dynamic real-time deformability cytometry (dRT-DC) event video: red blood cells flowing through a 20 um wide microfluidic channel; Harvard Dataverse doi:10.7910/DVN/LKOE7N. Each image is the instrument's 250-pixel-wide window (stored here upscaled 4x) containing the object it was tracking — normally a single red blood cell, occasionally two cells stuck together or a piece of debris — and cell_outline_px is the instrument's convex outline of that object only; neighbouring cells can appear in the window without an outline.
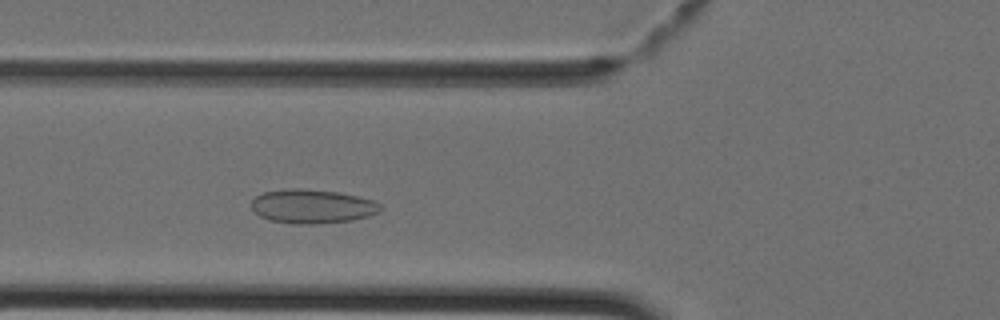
{"species": "Egyptian fruit bat (a non-hibernating species)", "species_latin": "Rousettus aegyptiacus", "temperature_condition": "cold", "stored_images_in_passage": 37, "camera_frame_rate_fps": 3000, "um_per_image_px": 0.085, "animal": {"sex": "female"}, "frame": {"image": 1, "passage_image": 10, "time_ms": 3.0, "image_size_px": [1000, 320], "cell_outline_px": [[384, 208], [380, 212], [368, 216], [352, 220], [316, 224], [296, 224], [268, 220], [260, 216], [252, 208], [252, 200], [256, 196], [264, 192], [284, 188], [300, 188], [336, 192], [356, 196], [372, 200], [380, 204]], "centroid_in_image_um": [26.54, 17.54], "position_along_channel_um": 99.3, "area_um2": 25.61}}
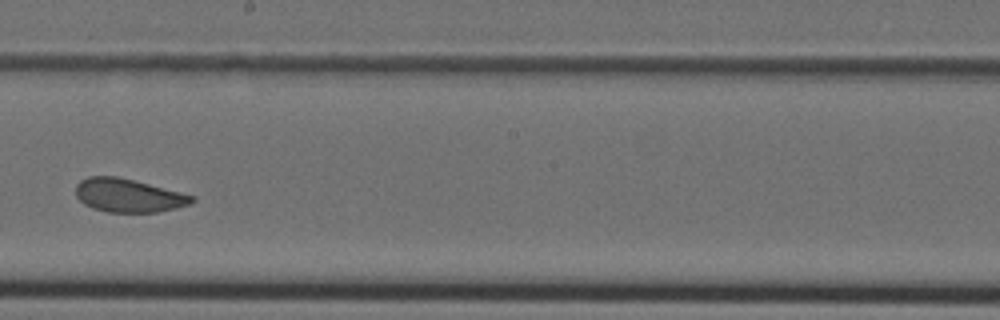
{"frame": {"image": 2, "passage_image": 19, "time_ms": 6.0, "image_size_px": [1000, 320], "cell_outline_px": [[196, 200], [192, 204], [176, 208], [156, 212], [108, 212], [92, 208], [84, 204], [76, 196], [76, 184], [80, 180], [88, 176], [116, 176], [196, 196]], "centroid_in_image_um": [10.91, 16.62], "position_along_channel_um": 237.3, "area_um2": 22.6}}
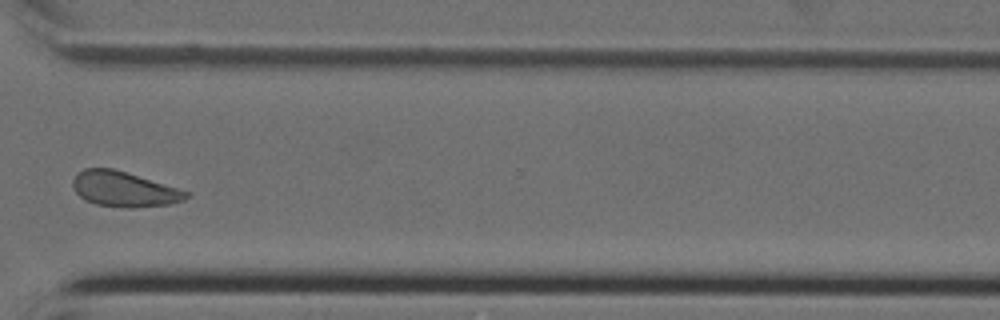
{"frame": {"image": 3, "passage_image": 27, "time_ms": 8.667, "image_size_px": [1000, 320], "cell_outline_px": [[192, 192], [184, 200], [168, 204], [132, 208], [124, 208], [96, 204], [84, 200], [72, 188], [72, 180], [84, 168], [112, 168]], "centroid_in_image_um": [10.54, 16.09], "position_along_channel_um": 360.1, "area_um2": 23.18}}